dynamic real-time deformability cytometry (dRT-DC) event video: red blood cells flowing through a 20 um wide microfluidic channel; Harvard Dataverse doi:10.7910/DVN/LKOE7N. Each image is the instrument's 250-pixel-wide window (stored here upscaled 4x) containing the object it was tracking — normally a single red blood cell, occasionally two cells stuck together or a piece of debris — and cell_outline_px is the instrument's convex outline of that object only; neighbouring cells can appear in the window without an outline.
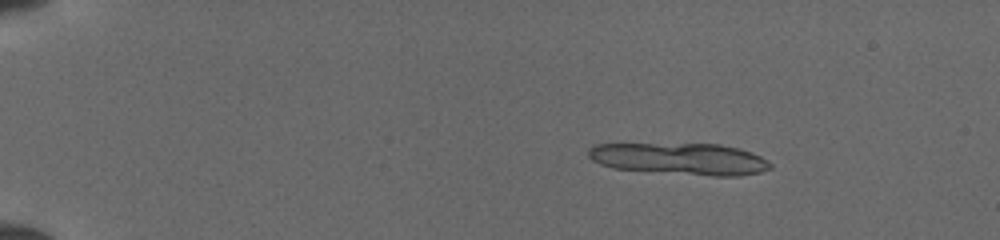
{"species": "common noctule bat (a hibernating species)", "species_latin": "Nyctalus noctula", "temperature_condition": "cold", "stored_images_in_passage": 13, "camera_frame_rate_fps": 3000, "um_per_image_px": 0.085, "animal": {"sex": "female", "body_mass_g": 19.5, "forearm_length_mm": 54.1}, "frame": {"image": 1, "passage_image": 6, "time_ms": 1.667, "image_size_px": [1000, 240], "cell_outline_px": [[772, 168], [760, 172], [736, 176], [712, 176], [612, 168], [600, 164], [592, 160], [588, 156], [588, 148], [592, 144], [720, 144], [740, 148], [752, 152], [768, 160], [772, 164]], "centroid_in_image_um": [57.81, 13.5], "position_along_channel_um": 27.2, "area_um2": 33.81}}